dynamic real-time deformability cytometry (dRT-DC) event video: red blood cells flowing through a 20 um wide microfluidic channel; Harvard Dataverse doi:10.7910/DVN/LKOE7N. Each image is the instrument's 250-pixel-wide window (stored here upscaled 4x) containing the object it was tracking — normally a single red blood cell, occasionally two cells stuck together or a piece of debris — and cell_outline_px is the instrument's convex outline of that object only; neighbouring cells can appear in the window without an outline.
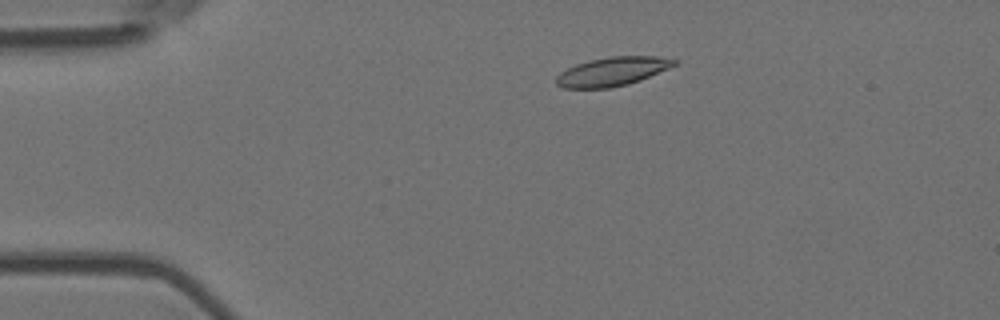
{"species": "Egyptian fruit bat (a non-hibernating species)", "species_latin": "Rousettus aegyptiacus", "temperature_condition": "room temperature", "stored_images_in_passage": 5, "camera_frame_rate_fps": 3000, "um_per_image_px": 0.085, "animal": {"sex": "female"}, "frame": {"image": 1, "passage_image": 5, "time_ms": 1.333, "image_size_px": [1000, 320], "cell_outline_px": [[680, 60], [676, 64], [668, 68], [640, 80], [628, 84], [608, 88], [564, 88], [556, 84], [556, 76], [560, 72], [576, 64], [588, 60], [608, 56], [656, 56]], "centroid_in_image_um": [52.04, 6.07], "position_along_channel_um": 33.0, "area_um2": 19.83}}